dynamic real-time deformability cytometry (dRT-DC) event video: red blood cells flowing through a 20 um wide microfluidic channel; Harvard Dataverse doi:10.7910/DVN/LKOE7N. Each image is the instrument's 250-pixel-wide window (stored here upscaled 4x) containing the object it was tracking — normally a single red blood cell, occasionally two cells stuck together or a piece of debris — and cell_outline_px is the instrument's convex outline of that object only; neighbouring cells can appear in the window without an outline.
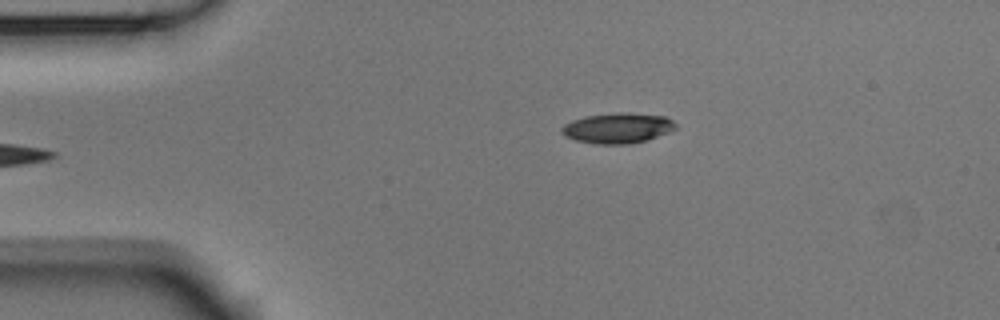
{"species": "Egyptian fruit bat (a non-hibernating species)", "species_latin": "Rousettus aegyptiacus", "temperature_condition": "room temperature", "stored_images_in_passage": 4, "camera_frame_rate_fps": 3000, "um_per_image_px": 0.085, "animal": {"sex": "male"}, "frame": {"image": 1, "passage_image": 4, "time_ms": 1.0, "image_size_px": [1000, 320], "cell_outline_px": [[676, 128], [668, 132], [648, 140], [632, 144], [596, 144], [576, 140], [564, 136], [560, 132], [560, 128], [564, 124], [572, 120], [584, 116], [616, 112], [624, 112], [664, 116], [672, 120], [676, 124]], "centroid_in_image_um": [52.47, 10.89], "position_along_channel_um": 32.5, "area_um2": 20.35}}